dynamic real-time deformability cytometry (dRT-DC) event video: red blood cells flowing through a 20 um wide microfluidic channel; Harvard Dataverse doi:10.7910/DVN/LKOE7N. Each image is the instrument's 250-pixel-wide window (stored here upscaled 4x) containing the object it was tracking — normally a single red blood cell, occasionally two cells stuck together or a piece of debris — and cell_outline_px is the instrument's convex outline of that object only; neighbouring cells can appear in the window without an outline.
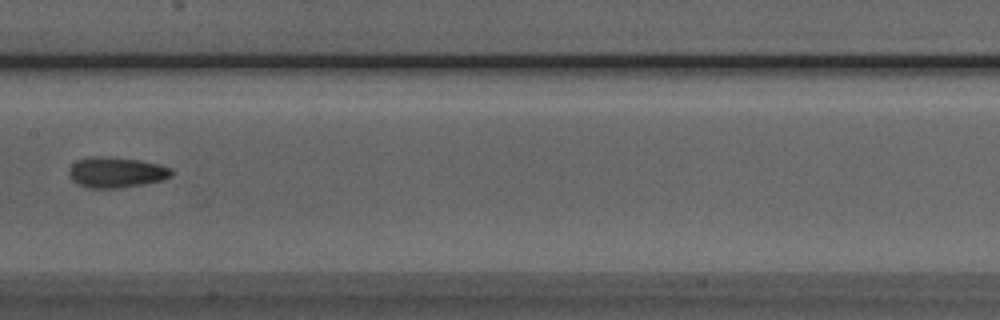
{"species": "Egyptian fruit bat (a non-hibernating species)", "species_latin": "Rousettus aegyptiacus", "temperature_condition": "room temperature", "stored_images_in_passage": 7, "camera_frame_rate_fps": 3000, "um_per_image_px": 0.085, "animal": {"sex": "male"}, "frame": {"image": 1, "passage_image": 7, "time_ms": 8.0, "image_size_px": [1000, 320], "cell_outline_px": [[172, 176], [164, 180], [144, 184], [116, 188], [88, 188], [72, 180], [68, 172], [72, 164], [76, 160], [92, 156], [104, 156], [136, 160], [160, 164], [172, 168]], "centroid_in_image_um": [9.89, 14.65], "position_along_channel_um": 197.5, "area_um2": 18.26}}